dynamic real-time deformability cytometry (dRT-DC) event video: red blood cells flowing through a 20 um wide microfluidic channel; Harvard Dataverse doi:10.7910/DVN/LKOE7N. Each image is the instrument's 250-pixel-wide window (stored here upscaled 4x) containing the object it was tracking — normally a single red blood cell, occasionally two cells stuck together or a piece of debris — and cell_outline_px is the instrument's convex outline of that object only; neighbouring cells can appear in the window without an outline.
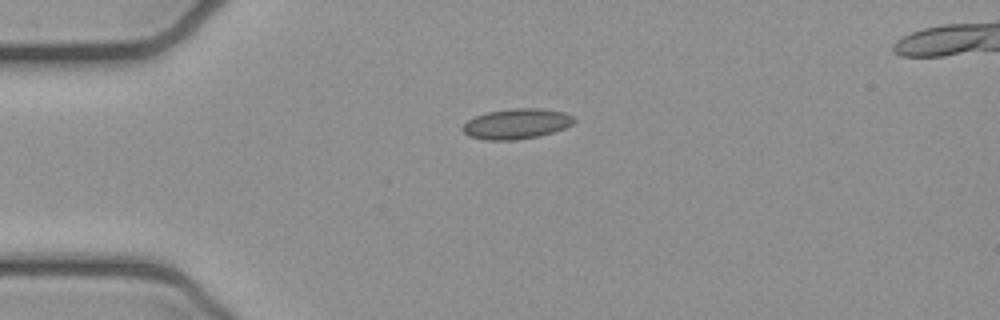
{"species": "common noctule bat (a hibernating species)", "species_latin": "Nyctalus noctula", "temperature_condition": "cold", "stored_images_in_passage": 3, "camera_frame_rate_fps": 3000, "um_per_image_px": 0.085, "animal": {"sex": "female", "body_mass_g": 21.9}, "frame": {"image": 1, "passage_image": 1, "time_ms": 0.0, "image_size_px": [1000, 320], "cell_outline_px": [[576, 120], [572, 124], [564, 128], [552, 132], [536, 136], [512, 140], [488, 140], [468, 136], [464, 132], [464, 124], [468, 120], [476, 116], [488, 112], [512, 108], [540, 108], [564, 112], [572, 116]], "centroid_in_image_um": [43.92, 10.51], "position_along_channel_um": 41.1, "area_um2": 19.36}}
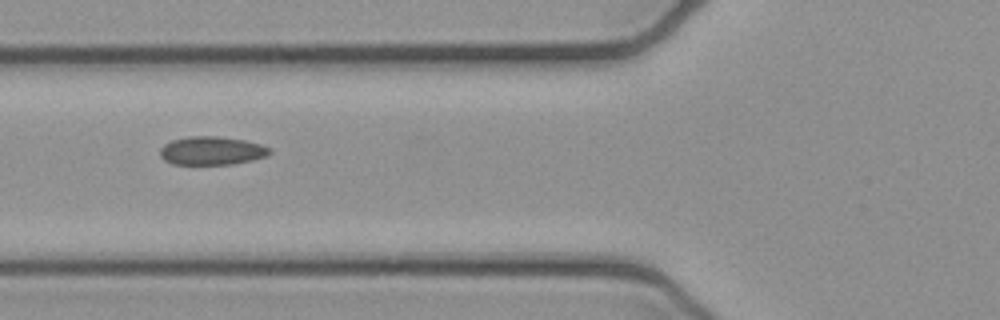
{"frame": {"image": 2, "passage_image": 3, "time_ms": 0.667, "image_size_px": [1000, 320], "cell_outline_px": [[272, 152], [268, 156], [252, 160], [232, 164], [172, 164], [164, 160], [160, 156], [160, 148], [164, 144], [172, 140], [188, 136], [216, 136], [244, 140], [260, 144], [272, 148]], "centroid_in_image_um": [18.01, 12.81], "position_along_channel_um": 107.8, "area_um2": 18.26}}